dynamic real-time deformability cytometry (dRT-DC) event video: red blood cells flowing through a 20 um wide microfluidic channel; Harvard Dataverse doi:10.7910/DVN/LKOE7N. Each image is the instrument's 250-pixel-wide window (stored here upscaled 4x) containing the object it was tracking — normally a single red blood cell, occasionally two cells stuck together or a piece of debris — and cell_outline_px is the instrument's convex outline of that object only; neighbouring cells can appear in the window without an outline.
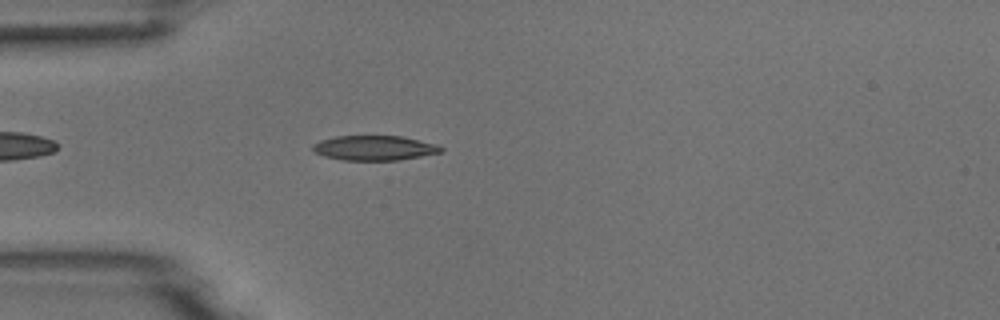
{"species": "common noctule bat (a hibernating species)", "species_latin": "Nyctalus noctula", "temperature_condition": "room temperature", "stored_images_in_passage": 4, "camera_frame_rate_fps": 3000, "um_per_image_px": 0.085, "animal": {"sex": "male", "body_mass_g": 18.8}, "frame": {"image": 1, "passage_image": 4, "time_ms": 3.333, "image_size_px": [1000, 320], "cell_outline_px": [[444, 152], [400, 160], [344, 160], [324, 156], [316, 152], [312, 148], [312, 144], [320, 140], [336, 136], [404, 136], [440, 144], [444, 148]], "centroid_in_image_um": [31.91, 12.57], "position_along_channel_um": 53.1, "area_um2": 18.79}}